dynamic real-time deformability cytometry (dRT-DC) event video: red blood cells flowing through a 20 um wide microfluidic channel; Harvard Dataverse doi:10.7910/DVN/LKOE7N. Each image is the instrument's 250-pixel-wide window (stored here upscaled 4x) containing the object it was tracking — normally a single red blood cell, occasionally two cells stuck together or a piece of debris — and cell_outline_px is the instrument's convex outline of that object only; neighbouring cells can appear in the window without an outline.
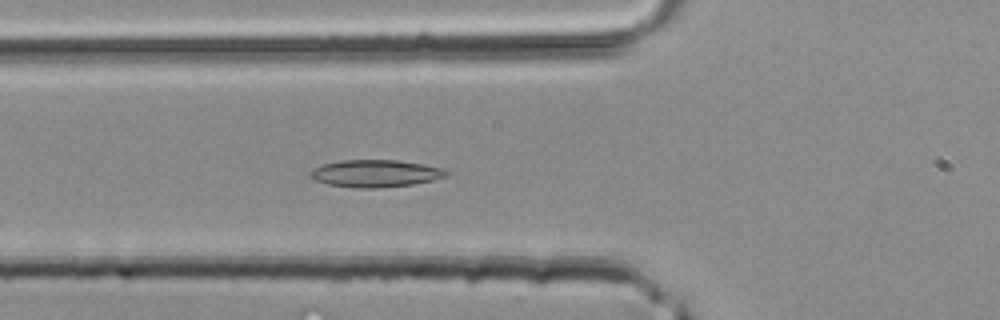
{"species": "common noctule bat (a hibernating species)", "species_latin": "Nyctalus noctula", "temperature_condition": "room temperature", "stored_images_in_passage": 32, "camera_frame_rate_fps": 3000, "um_per_image_px": 0.085, "animal": {"sex": "male", "body_mass_g": 20.4}, "frame": {"image": 1, "passage_image": 6, "time_ms": 1.667, "image_size_px": [1000, 320], "cell_outline_px": [[452, 172], [448, 176], [432, 180], [412, 184], [376, 188], [360, 188], [328, 184], [316, 180], [308, 172], [324, 164], [340, 160], [396, 160], [424, 164], [444, 168]], "centroid_in_image_um": [31.99, 14.73], "position_along_channel_um": 93.8, "area_um2": 21.5}}
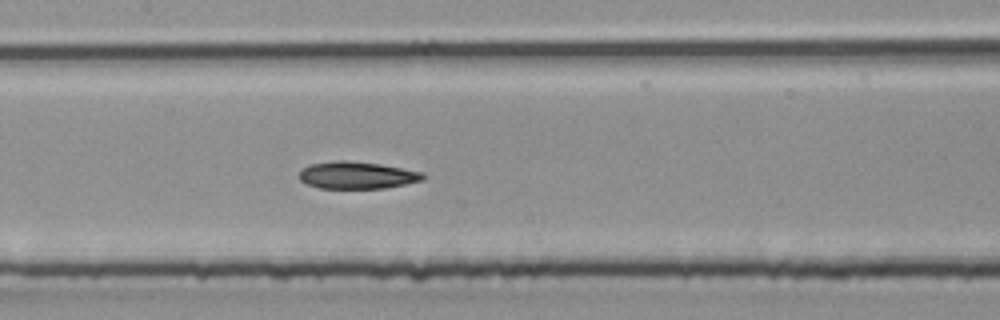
{"frame": {"image": 2, "passage_image": 11, "time_ms": 3.333, "image_size_px": [1000, 320], "cell_outline_px": [[424, 180], [384, 188], [320, 188], [308, 184], [300, 180], [300, 172], [308, 164], [332, 160], [348, 160], [380, 164], [424, 172]], "centroid_in_image_um": [30.34, 14.88], "position_along_channel_um": 177.1, "area_um2": 19.59}}
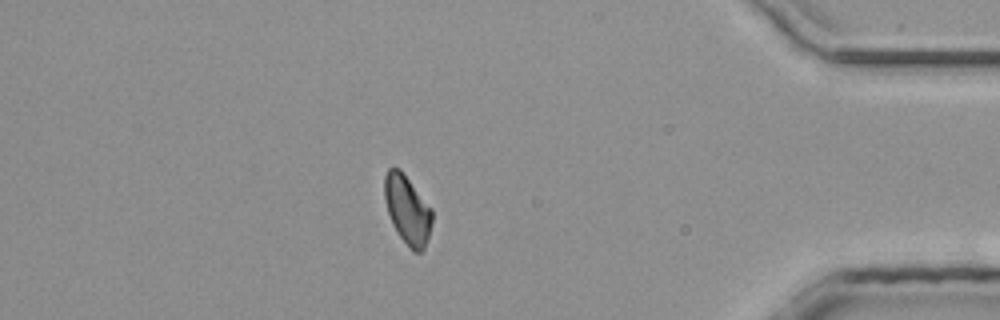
{"frame": {"image": 3, "passage_image": 27, "time_ms": 8.667, "image_size_px": [1000, 320], "cell_outline_px": [[432, 220], [428, 236], [424, 248], [420, 252], [412, 252], [396, 232], [392, 224], [388, 212], [384, 196], [384, 176], [388, 168], [392, 164], [400, 168], [432, 208]], "centroid_in_image_um": [34.6, 17.79], "position_along_channel_um": 400.6, "area_um2": 19.31}}